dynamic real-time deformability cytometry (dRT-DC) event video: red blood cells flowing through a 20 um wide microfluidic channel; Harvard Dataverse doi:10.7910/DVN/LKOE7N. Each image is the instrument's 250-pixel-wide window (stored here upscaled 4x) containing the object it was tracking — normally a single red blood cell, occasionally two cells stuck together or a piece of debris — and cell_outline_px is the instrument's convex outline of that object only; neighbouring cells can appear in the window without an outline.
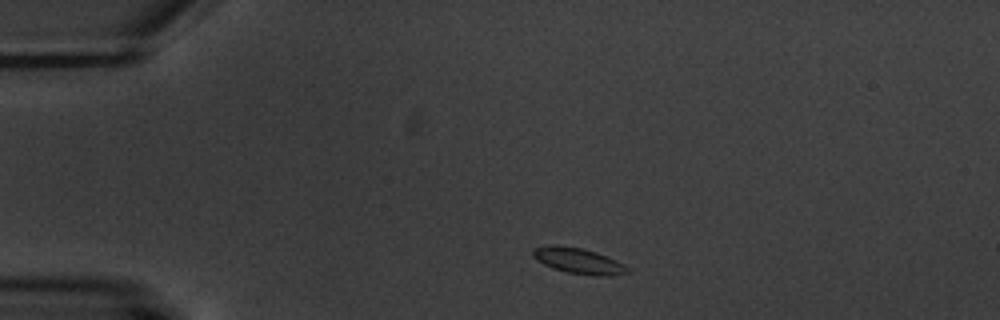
{"species": "common noctule bat (a hibernating species)", "species_latin": "Nyctalus noctula", "temperature_condition": "warm", "stored_images_in_passage": 4, "camera_frame_rate_fps": 3000, "um_per_image_px": 0.085, "animal": {"sex": "male", "body_mass_g": 20.1, "forearm_length_mm": 53.5}, "frame": {"image": 1, "passage_image": 1, "time_ms": 0.0, "image_size_px": [1000, 320], "cell_outline_px": [[628, 272], [612, 276], [592, 276], [568, 272], [552, 268], [536, 260], [532, 256], [532, 248], [548, 244], [556, 244], [580, 248], [596, 252], [616, 260], [624, 264], [628, 268]], "centroid_in_image_um": [49.12, 22.16], "position_along_channel_um": 35.9, "area_um2": 14.33}}
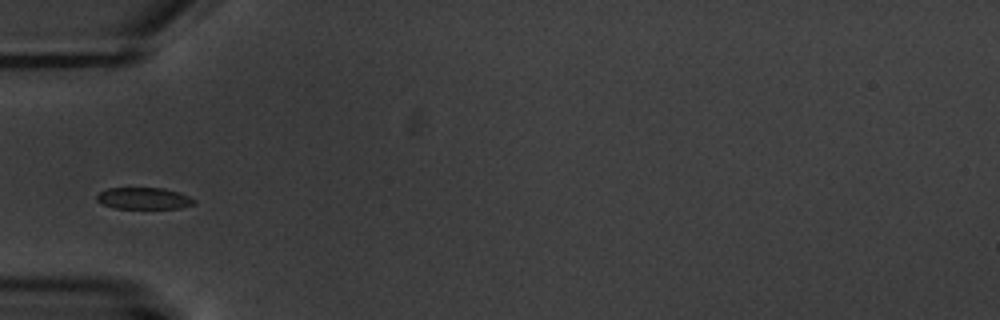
{"frame": {"image": 2, "passage_image": 3, "time_ms": 2.333, "image_size_px": [1000, 320], "cell_outline_px": [[196, 200], [192, 204], [180, 208], [116, 208], [100, 204], [96, 200], [96, 196], [100, 192], [108, 188], [164, 188], [188, 196]], "centroid_in_image_um": [12.17, 16.86], "position_along_channel_um": 72.8, "area_um2": 12.14}}